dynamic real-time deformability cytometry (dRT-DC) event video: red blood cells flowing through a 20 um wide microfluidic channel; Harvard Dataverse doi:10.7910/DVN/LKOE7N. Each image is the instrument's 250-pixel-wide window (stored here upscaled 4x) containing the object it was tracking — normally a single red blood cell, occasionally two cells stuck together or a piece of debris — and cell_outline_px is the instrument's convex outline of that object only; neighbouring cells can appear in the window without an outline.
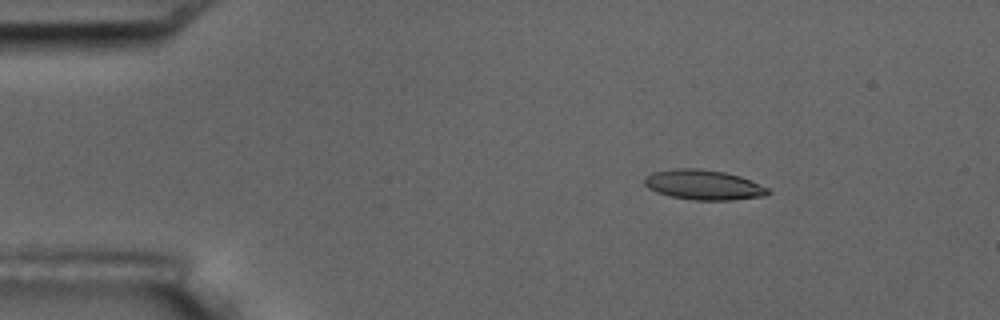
{"species": "common noctule bat (a hibernating species)", "species_latin": "Nyctalus noctula", "temperature_condition": "room temperature", "stored_images_in_passage": 6, "camera_frame_rate_fps": 3000, "um_per_image_px": 0.085, "animal": {"sex": "male", "body_mass_g": 17.5, "forearm_length_mm": 52.3}, "frame": {"image": 1, "passage_image": 3, "time_ms": 2.0, "image_size_px": [1000, 320], "cell_outline_px": [[772, 192], [764, 196], [732, 200], [692, 200], [668, 196], [656, 192], [648, 188], [644, 184], [644, 176], [652, 172], [672, 168], [696, 168], [724, 172], [740, 176], [768, 188]], "centroid_in_image_um": [59.75, 15.71], "position_along_channel_um": 25.2, "area_um2": 21.73}}
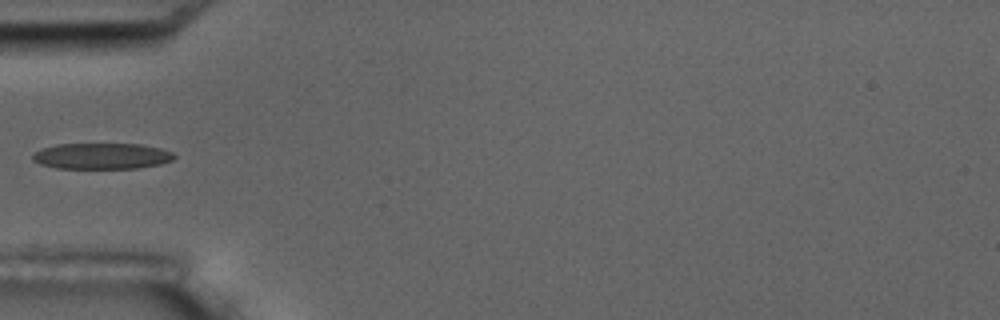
{"frame": {"image": 2, "passage_image": 5, "time_ms": 5.333, "image_size_px": [1000, 320], "cell_outline_px": [[176, 156], [172, 160], [160, 164], [136, 168], [56, 168], [40, 164], [32, 160], [32, 156], [40, 148], [56, 144], [140, 144], [160, 148], [172, 152]], "centroid_in_image_um": [8.63, 13.26], "position_along_channel_um": 76.4, "area_um2": 21.44}}